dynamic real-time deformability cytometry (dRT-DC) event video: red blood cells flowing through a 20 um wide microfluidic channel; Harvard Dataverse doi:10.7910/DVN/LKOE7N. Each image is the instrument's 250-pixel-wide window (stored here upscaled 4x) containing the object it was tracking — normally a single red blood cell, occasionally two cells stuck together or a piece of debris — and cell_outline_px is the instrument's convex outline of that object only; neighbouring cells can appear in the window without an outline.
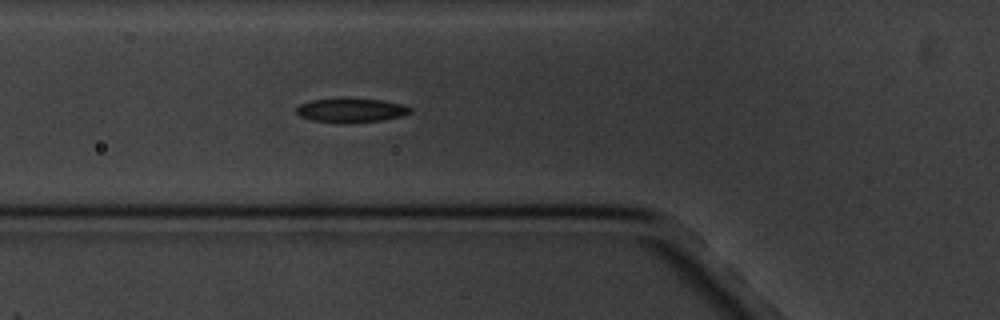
{"species": "common noctule bat (a hibernating species)", "species_latin": "Nyctalus noctula", "temperature_condition": "cold", "stored_images_in_passage": 5, "camera_frame_rate_fps": 3000, "um_per_image_px": 0.085, "animal": {"sex": "male", "body_mass_g": 20.1, "forearm_length_mm": 53.5}, "frame": {"image": 1, "passage_image": 5, "time_ms": 4.667, "image_size_px": [1000, 320], "cell_outline_px": [[412, 112], [400, 116], [380, 120], [344, 124], [340, 124], [312, 120], [300, 116], [296, 112], [296, 108], [300, 104], [308, 100], [384, 100], [404, 104], [412, 108]], "centroid_in_image_um": [29.84, 9.4], "position_along_channel_um": 96.0, "area_um2": 15.72}}